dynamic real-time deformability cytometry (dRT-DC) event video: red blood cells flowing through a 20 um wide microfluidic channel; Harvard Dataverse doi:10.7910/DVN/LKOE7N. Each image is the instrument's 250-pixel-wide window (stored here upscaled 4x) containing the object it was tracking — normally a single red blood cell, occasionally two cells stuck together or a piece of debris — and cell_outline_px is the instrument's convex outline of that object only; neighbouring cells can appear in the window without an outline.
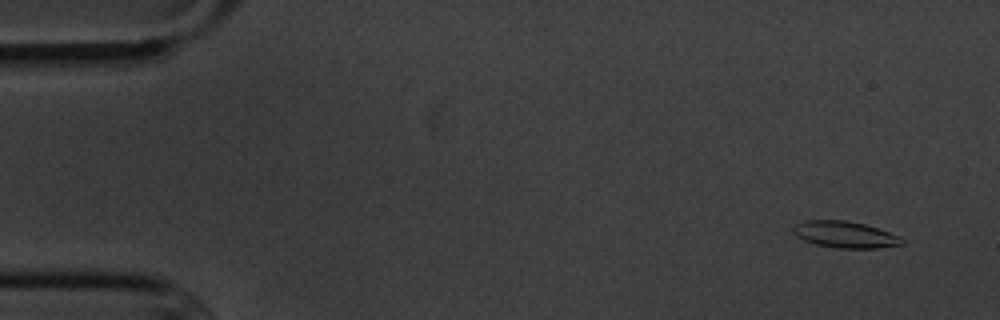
{"species": "common noctule bat (a hibernating species)", "species_latin": "Nyctalus noctula", "temperature_condition": "cold", "stored_images_in_passage": 15, "camera_frame_rate_fps": 3000, "um_per_image_px": 0.085, "animal": {"sex": "male", "body_mass_g": 20.1, "forearm_length_mm": 53.5}, "frame": {"image": 1, "passage_image": 2, "time_ms": 1.0, "image_size_px": [1000, 320], "cell_outline_px": [[904, 244], [876, 248], [836, 248], [816, 244], [804, 240], [796, 236], [792, 232], [792, 228], [796, 224], [804, 220], [844, 220], [864, 224], [900, 236], [904, 240]], "centroid_in_image_um": [71.8, 19.94], "position_along_channel_um": 13.2, "area_um2": 16.76}}
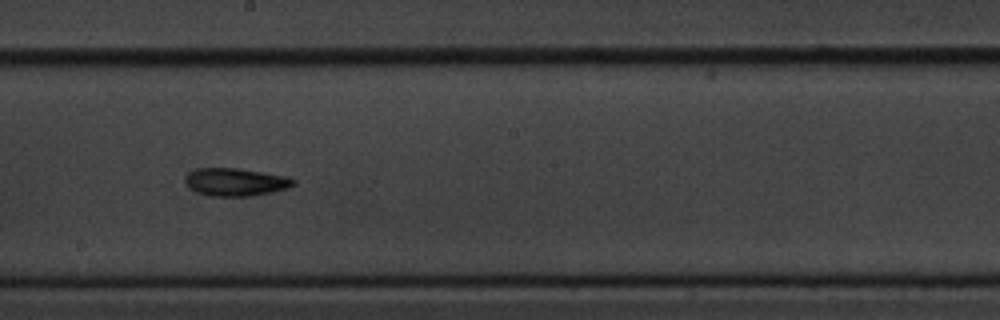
{"frame": {"image": 2, "passage_image": 9, "time_ms": 10.0, "image_size_px": [1000, 320], "cell_outline_px": [[296, 184], [288, 188], [272, 192], [252, 196], [212, 196], [196, 192], [184, 180], [188, 172], [196, 168], [236, 168], [264, 172], [288, 176], [296, 180]], "centroid_in_image_um": [20.07, 15.46], "position_along_channel_um": 228.1, "area_um2": 17.63}}
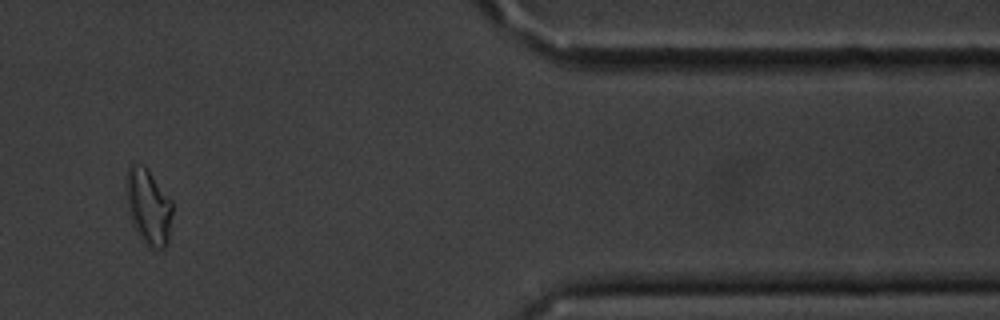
{"frame": {"image": 3, "passage_image": 13, "time_ms": 15.667, "image_size_px": [1000, 320], "cell_outline_px": [[172, 212], [168, 244], [164, 248], [152, 248], [140, 236], [132, 224], [128, 212], [124, 188], [124, 176], [128, 164], [144, 164], [148, 168], [172, 200]], "centroid_in_image_um": [12.57, 17.48], "position_along_channel_um": 398.8, "area_um2": 20.98}, "authors_computed_cell_mechanics": {"area_um2": 16.9932, "velocity_mm_per_s": 3.6284, "shape_relaxation_time_tau1_ms": 4.8582, "shape_relaxation_time_tau2_ms": 9.0277, "deformation_change_tau1": 0.1241, "deformation_change_tau2": 0.1665}}